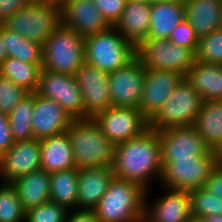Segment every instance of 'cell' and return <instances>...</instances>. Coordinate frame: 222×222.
<instances>
[{
  "mask_svg": "<svg viewBox=\"0 0 222 222\" xmlns=\"http://www.w3.org/2000/svg\"><path fill=\"white\" fill-rule=\"evenodd\" d=\"M162 153L158 132L149 128L142 135L114 146L115 177L139 184L150 191L152 179L160 181Z\"/></svg>",
  "mask_w": 222,
  "mask_h": 222,
  "instance_id": "1",
  "label": "cell"
},
{
  "mask_svg": "<svg viewBox=\"0 0 222 222\" xmlns=\"http://www.w3.org/2000/svg\"><path fill=\"white\" fill-rule=\"evenodd\" d=\"M67 134L75 168L112 167L114 145L93 118L73 120Z\"/></svg>",
  "mask_w": 222,
  "mask_h": 222,
  "instance_id": "2",
  "label": "cell"
},
{
  "mask_svg": "<svg viewBox=\"0 0 222 222\" xmlns=\"http://www.w3.org/2000/svg\"><path fill=\"white\" fill-rule=\"evenodd\" d=\"M145 194L139 184L114 176L93 211L99 222H143Z\"/></svg>",
  "mask_w": 222,
  "mask_h": 222,
  "instance_id": "3",
  "label": "cell"
},
{
  "mask_svg": "<svg viewBox=\"0 0 222 222\" xmlns=\"http://www.w3.org/2000/svg\"><path fill=\"white\" fill-rule=\"evenodd\" d=\"M84 52L85 63L108 74L126 66L137 56V48L114 26L87 36L84 41Z\"/></svg>",
  "mask_w": 222,
  "mask_h": 222,
  "instance_id": "4",
  "label": "cell"
},
{
  "mask_svg": "<svg viewBox=\"0 0 222 222\" xmlns=\"http://www.w3.org/2000/svg\"><path fill=\"white\" fill-rule=\"evenodd\" d=\"M84 41L75 30L61 23L42 46V69L75 75L85 63Z\"/></svg>",
  "mask_w": 222,
  "mask_h": 222,
  "instance_id": "5",
  "label": "cell"
},
{
  "mask_svg": "<svg viewBox=\"0 0 222 222\" xmlns=\"http://www.w3.org/2000/svg\"><path fill=\"white\" fill-rule=\"evenodd\" d=\"M61 23V7L31 0L23 9L7 18L2 24L23 38L43 46Z\"/></svg>",
  "mask_w": 222,
  "mask_h": 222,
  "instance_id": "6",
  "label": "cell"
},
{
  "mask_svg": "<svg viewBox=\"0 0 222 222\" xmlns=\"http://www.w3.org/2000/svg\"><path fill=\"white\" fill-rule=\"evenodd\" d=\"M203 100L184 78L149 121V128L157 132L172 127L193 126Z\"/></svg>",
  "mask_w": 222,
  "mask_h": 222,
  "instance_id": "7",
  "label": "cell"
},
{
  "mask_svg": "<svg viewBox=\"0 0 222 222\" xmlns=\"http://www.w3.org/2000/svg\"><path fill=\"white\" fill-rule=\"evenodd\" d=\"M216 167L214 150L202 157L163 162L160 185L169 189L191 191L205 186Z\"/></svg>",
  "mask_w": 222,
  "mask_h": 222,
  "instance_id": "8",
  "label": "cell"
},
{
  "mask_svg": "<svg viewBox=\"0 0 222 222\" xmlns=\"http://www.w3.org/2000/svg\"><path fill=\"white\" fill-rule=\"evenodd\" d=\"M137 56L146 69L171 71L184 77L196 60L191 49L172 44L166 38L146 39L137 48Z\"/></svg>",
  "mask_w": 222,
  "mask_h": 222,
  "instance_id": "9",
  "label": "cell"
},
{
  "mask_svg": "<svg viewBox=\"0 0 222 222\" xmlns=\"http://www.w3.org/2000/svg\"><path fill=\"white\" fill-rule=\"evenodd\" d=\"M93 119L114 146L149 129V120L138 108L111 106L97 113Z\"/></svg>",
  "mask_w": 222,
  "mask_h": 222,
  "instance_id": "10",
  "label": "cell"
},
{
  "mask_svg": "<svg viewBox=\"0 0 222 222\" xmlns=\"http://www.w3.org/2000/svg\"><path fill=\"white\" fill-rule=\"evenodd\" d=\"M36 93L56 101L73 119H83L82 94L74 75L41 68Z\"/></svg>",
  "mask_w": 222,
  "mask_h": 222,
  "instance_id": "11",
  "label": "cell"
},
{
  "mask_svg": "<svg viewBox=\"0 0 222 222\" xmlns=\"http://www.w3.org/2000/svg\"><path fill=\"white\" fill-rule=\"evenodd\" d=\"M146 68L136 56L126 66L109 73L112 107L139 108Z\"/></svg>",
  "mask_w": 222,
  "mask_h": 222,
  "instance_id": "12",
  "label": "cell"
},
{
  "mask_svg": "<svg viewBox=\"0 0 222 222\" xmlns=\"http://www.w3.org/2000/svg\"><path fill=\"white\" fill-rule=\"evenodd\" d=\"M74 76L82 94L83 119L111 107L108 73L84 63Z\"/></svg>",
  "mask_w": 222,
  "mask_h": 222,
  "instance_id": "13",
  "label": "cell"
},
{
  "mask_svg": "<svg viewBox=\"0 0 222 222\" xmlns=\"http://www.w3.org/2000/svg\"><path fill=\"white\" fill-rule=\"evenodd\" d=\"M158 136L162 162L202 157L211 151L193 126L172 127L158 132Z\"/></svg>",
  "mask_w": 222,
  "mask_h": 222,
  "instance_id": "14",
  "label": "cell"
},
{
  "mask_svg": "<svg viewBox=\"0 0 222 222\" xmlns=\"http://www.w3.org/2000/svg\"><path fill=\"white\" fill-rule=\"evenodd\" d=\"M41 169L40 140L16 141L0 158V178L12 183L16 179Z\"/></svg>",
  "mask_w": 222,
  "mask_h": 222,
  "instance_id": "15",
  "label": "cell"
},
{
  "mask_svg": "<svg viewBox=\"0 0 222 222\" xmlns=\"http://www.w3.org/2000/svg\"><path fill=\"white\" fill-rule=\"evenodd\" d=\"M185 77L179 73L146 69L139 110L150 121Z\"/></svg>",
  "mask_w": 222,
  "mask_h": 222,
  "instance_id": "16",
  "label": "cell"
},
{
  "mask_svg": "<svg viewBox=\"0 0 222 222\" xmlns=\"http://www.w3.org/2000/svg\"><path fill=\"white\" fill-rule=\"evenodd\" d=\"M148 193L146 191L144 216L147 222H188L192 217L189 191L166 188L153 204L148 203Z\"/></svg>",
  "mask_w": 222,
  "mask_h": 222,
  "instance_id": "17",
  "label": "cell"
},
{
  "mask_svg": "<svg viewBox=\"0 0 222 222\" xmlns=\"http://www.w3.org/2000/svg\"><path fill=\"white\" fill-rule=\"evenodd\" d=\"M62 24L75 30L83 38L111 27L93 0H68L61 7Z\"/></svg>",
  "mask_w": 222,
  "mask_h": 222,
  "instance_id": "18",
  "label": "cell"
},
{
  "mask_svg": "<svg viewBox=\"0 0 222 222\" xmlns=\"http://www.w3.org/2000/svg\"><path fill=\"white\" fill-rule=\"evenodd\" d=\"M73 119L54 100L42 97L35 92L32 118L33 138L43 140L67 131Z\"/></svg>",
  "mask_w": 222,
  "mask_h": 222,
  "instance_id": "19",
  "label": "cell"
},
{
  "mask_svg": "<svg viewBox=\"0 0 222 222\" xmlns=\"http://www.w3.org/2000/svg\"><path fill=\"white\" fill-rule=\"evenodd\" d=\"M113 177L112 167L79 169L77 209L93 210Z\"/></svg>",
  "mask_w": 222,
  "mask_h": 222,
  "instance_id": "20",
  "label": "cell"
},
{
  "mask_svg": "<svg viewBox=\"0 0 222 222\" xmlns=\"http://www.w3.org/2000/svg\"><path fill=\"white\" fill-rule=\"evenodd\" d=\"M151 22V4L126 3L120 20L115 28L123 37L138 48L149 33Z\"/></svg>",
  "mask_w": 222,
  "mask_h": 222,
  "instance_id": "21",
  "label": "cell"
},
{
  "mask_svg": "<svg viewBox=\"0 0 222 222\" xmlns=\"http://www.w3.org/2000/svg\"><path fill=\"white\" fill-rule=\"evenodd\" d=\"M185 19L198 39L221 28L222 0H185Z\"/></svg>",
  "mask_w": 222,
  "mask_h": 222,
  "instance_id": "22",
  "label": "cell"
},
{
  "mask_svg": "<svg viewBox=\"0 0 222 222\" xmlns=\"http://www.w3.org/2000/svg\"><path fill=\"white\" fill-rule=\"evenodd\" d=\"M185 78L203 102L222 100V65L195 60Z\"/></svg>",
  "mask_w": 222,
  "mask_h": 222,
  "instance_id": "23",
  "label": "cell"
},
{
  "mask_svg": "<svg viewBox=\"0 0 222 222\" xmlns=\"http://www.w3.org/2000/svg\"><path fill=\"white\" fill-rule=\"evenodd\" d=\"M41 169L48 173L75 168L67 131L40 140Z\"/></svg>",
  "mask_w": 222,
  "mask_h": 222,
  "instance_id": "24",
  "label": "cell"
},
{
  "mask_svg": "<svg viewBox=\"0 0 222 222\" xmlns=\"http://www.w3.org/2000/svg\"><path fill=\"white\" fill-rule=\"evenodd\" d=\"M185 16L184 1L151 4L150 29L146 39H169L175 27L185 20Z\"/></svg>",
  "mask_w": 222,
  "mask_h": 222,
  "instance_id": "25",
  "label": "cell"
},
{
  "mask_svg": "<svg viewBox=\"0 0 222 222\" xmlns=\"http://www.w3.org/2000/svg\"><path fill=\"white\" fill-rule=\"evenodd\" d=\"M26 211L50 201V173L37 170L12 182Z\"/></svg>",
  "mask_w": 222,
  "mask_h": 222,
  "instance_id": "26",
  "label": "cell"
},
{
  "mask_svg": "<svg viewBox=\"0 0 222 222\" xmlns=\"http://www.w3.org/2000/svg\"><path fill=\"white\" fill-rule=\"evenodd\" d=\"M193 127L215 151L222 144V100L203 102Z\"/></svg>",
  "mask_w": 222,
  "mask_h": 222,
  "instance_id": "27",
  "label": "cell"
},
{
  "mask_svg": "<svg viewBox=\"0 0 222 222\" xmlns=\"http://www.w3.org/2000/svg\"><path fill=\"white\" fill-rule=\"evenodd\" d=\"M78 175L77 168L50 173V201L77 209Z\"/></svg>",
  "mask_w": 222,
  "mask_h": 222,
  "instance_id": "28",
  "label": "cell"
},
{
  "mask_svg": "<svg viewBox=\"0 0 222 222\" xmlns=\"http://www.w3.org/2000/svg\"><path fill=\"white\" fill-rule=\"evenodd\" d=\"M3 43L7 56L30 64H42L43 48L37 42L23 38L0 23Z\"/></svg>",
  "mask_w": 222,
  "mask_h": 222,
  "instance_id": "29",
  "label": "cell"
},
{
  "mask_svg": "<svg viewBox=\"0 0 222 222\" xmlns=\"http://www.w3.org/2000/svg\"><path fill=\"white\" fill-rule=\"evenodd\" d=\"M42 64H30L8 57L0 65V74L28 93L36 92Z\"/></svg>",
  "mask_w": 222,
  "mask_h": 222,
  "instance_id": "30",
  "label": "cell"
},
{
  "mask_svg": "<svg viewBox=\"0 0 222 222\" xmlns=\"http://www.w3.org/2000/svg\"><path fill=\"white\" fill-rule=\"evenodd\" d=\"M35 104V92L28 93L8 115L13 140L33 139L32 118Z\"/></svg>",
  "mask_w": 222,
  "mask_h": 222,
  "instance_id": "31",
  "label": "cell"
},
{
  "mask_svg": "<svg viewBox=\"0 0 222 222\" xmlns=\"http://www.w3.org/2000/svg\"><path fill=\"white\" fill-rule=\"evenodd\" d=\"M0 222H25V210L12 183H0Z\"/></svg>",
  "mask_w": 222,
  "mask_h": 222,
  "instance_id": "32",
  "label": "cell"
},
{
  "mask_svg": "<svg viewBox=\"0 0 222 222\" xmlns=\"http://www.w3.org/2000/svg\"><path fill=\"white\" fill-rule=\"evenodd\" d=\"M192 217L205 218L222 215V198L209 192L204 187L189 191Z\"/></svg>",
  "mask_w": 222,
  "mask_h": 222,
  "instance_id": "33",
  "label": "cell"
},
{
  "mask_svg": "<svg viewBox=\"0 0 222 222\" xmlns=\"http://www.w3.org/2000/svg\"><path fill=\"white\" fill-rule=\"evenodd\" d=\"M196 60L222 65V27L199 39Z\"/></svg>",
  "mask_w": 222,
  "mask_h": 222,
  "instance_id": "34",
  "label": "cell"
},
{
  "mask_svg": "<svg viewBox=\"0 0 222 222\" xmlns=\"http://www.w3.org/2000/svg\"><path fill=\"white\" fill-rule=\"evenodd\" d=\"M69 210L48 201L25 211V222H66Z\"/></svg>",
  "mask_w": 222,
  "mask_h": 222,
  "instance_id": "35",
  "label": "cell"
},
{
  "mask_svg": "<svg viewBox=\"0 0 222 222\" xmlns=\"http://www.w3.org/2000/svg\"><path fill=\"white\" fill-rule=\"evenodd\" d=\"M27 94L26 90L0 74V113L9 115Z\"/></svg>",
  "mask_w": 222,
  "mask_h": 222,
  "instance_id": "36",
  "label": "cell"
},
{
  "mask_svg": "<svg viewBox=\"0 0 222 222\" xmlns=\"http://www.w3.org/2000/svg\"><path fill=\"white\" fill-rule=\"evenodd\" d=\"M168 40L172 44L191 49L195 54L197 52L199 39L186 19L175 27Z\"/></svg>",
  "mask_w": 222,
  "mask_h": 222,
  "instance_id": "37",
  "label": "cell"
},
{
  "mask_svg": "<svg viewBox=\"0 0 222 222\" xmlns=\"http://www.w3.org/2000/svg\"><path fill=\"white\" fill-rule=\"evenodd\" d=\"M95 6L111 26L120 20L126 5L125 0H93Z\"/></svg>",
  "mask_w": 222,
  "mask_h": 222,
  "instance_id": "38",
  "label": "cell"
},
{
  "mask_svg": "<svg viewBox=\"0 0 222 222\" xmlns=\"http://www.w3.org/2000/svg\"><path fill=\"white\" fill-rule=\"evenodd\" d=\"M15 143L13 140L8 115L0 113V158Z\"/></svg>",
  "mask_w": 222,
  "mask_h": 222,
  "instance_id": "39",
  "label": "cell"
},
{
  "mask_svg": "<svg viewBox=\"0 0 222 222\" xmlns=\"http://www.w3.org/2000/svg\"><path fill=\"white\" fill-rule=\"evenodd\" d=\"M31 0H0V23L23 9Z\"/></svg>",
  "mask_w": 222,
  "mask_h": 222,
  "instance_id": "40",
  "label": "cell"
},
{
  "mask_svg": "<svg viewBox=\"0 0 222 222\" xmlns=\"http://www.w3.org/2000/svg\"><path fill=\"white\" fill-rule=\"evenodd\" d=\"M204 188L222 198V167L216 166L213 169Z\"/></svg>",
  "mask_w": 222,
  "mask_h": 222,
  "instance_id": "41",
  "label": "cell"
},
{
  "mask_svg": "<svg viewBox=\"0 0 222 222\" xmlns=\"http://www.w3.org/2000/svg\"><path fill=\"white\" fill-rule=\"evenodd\" d=\"M66 222H99L93 210L74 209L69 210Z\"/></svg>",
  "mask_w": 222,
  "mask_h": 222,
  "instance_id": "42",
  "label": "cell"
},
{
  "mask_svg": "<svg viewBox=\"0 0 222 222\" xmlns=\"http://www.w3.org/2000/svg\"><path fill=\"white\" fill-rule=\"evenodd\" d=\"M8 58L0 31V65Z\"/></svg>",
  "mask_w": 222,
  "mask_h": 222,
  "instance_id": "43",
  "label": "cell"
},
{
  "mask_svg": "<svg viewBox=\"0 0 222 222\" xmlns=\"http://www.w3.org/2000/svg\"><path fill=\"white\" fill-rule=\"evenodd\" d=\"M214 152L216 158V166L222 167V144Z\"/></svg>",
  "mask_w": 222,
  "mask_h": 222,
  "instance_id": "44",
  "label": "cell"
},
{
  "mask_svg": "<svg viewBox=\"0 0 222 222\" xmlns=\"http://www.w3.org/2000/svg\"><path fill=\"white\" fill-rule=\"evenodd\" d=\"M47 4H55L59 7H62L68 0H38Z\"/></svg>",
  "mask_w": 222,
  "mask_h": 222,
  "instance_id": "45",
  "label": "cell"
},
{
  "mask_svg": "<svg viewBox=\"0 0 222 222\" xmlns=\"http://www.w3.org/2000/svg\"><path fill=\"white\" fill-rule=\"evenodd\" d=\"M203 219L205 222H222V215L221 214L213 215V216L205 217Z\"/></svg>",
  "mask_w": 222,
  "mask_h": 222,
  "instance_id": "46",
  "label": "cell"
},
{
  "mask_svg": "<svg viewBox=\"0 0 222 222\" xmlns=\"http://www.w3.org/2000/svg\"><path fill=\"white\" fill-rule=\"evenodd\" d=\"M168 1H185V0H144V3H162V2H168Z\"/></svg>",
  "mask_w": 222,
  "mask_h": 222,
  "instance_id": "47",
  "label": "cell"
},
{
  "mask_svg": "<svg viewBox=\"0 0 222 222\" xmlns=\"http://www.w3.org/2000/svg\"><path fill=\"white\" fill-rule=\"evenodd\" d=\"M188 222H205L204 219L191 217Z\"/></svg>",
  "mask_w": 222,
  "mask_h": 222,
  "instance_id": "48",
  "label": "cell"
},
{
  "mask_svg": "<svg viewBox=\"0 0 222 222\" xmlns=\"http://www.w3.org/2000/svg\"><path fill=\"white\" fill-rule=\"evenodd\" d=\"M126 3H131V2H137V3H144V0H125Z\"/></svg>",
  "mask_w": 222,
  "mask_h": 222,
  "instance_id": "49",
  "label": "cell"
}]
</instances>
